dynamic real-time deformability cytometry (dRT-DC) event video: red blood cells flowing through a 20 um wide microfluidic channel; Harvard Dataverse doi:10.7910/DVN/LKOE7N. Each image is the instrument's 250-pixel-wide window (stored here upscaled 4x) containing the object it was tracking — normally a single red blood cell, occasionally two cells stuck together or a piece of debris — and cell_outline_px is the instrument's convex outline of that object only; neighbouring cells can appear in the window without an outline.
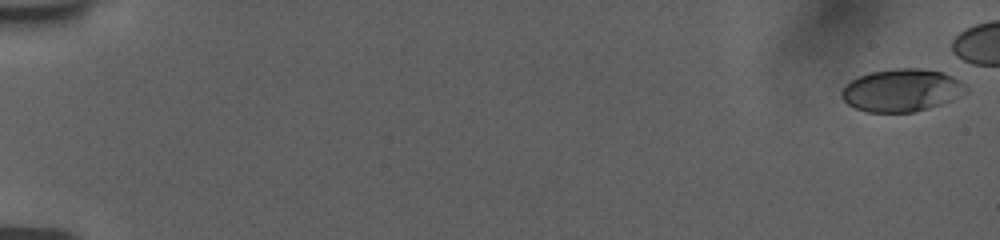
{"species": "human", "species_latin": "Homo sapiens", "temperature_condition": "room temperature", "stored_images_in_passage": 31, "camera_frame_rate_fps": 3000, "um_per_image_px": 0.085, "donor": {"sex": "female"}, "frame": {"image": 1, "passage_image": 1, "time_ms": 0.0, "image_size_px": [1000, 240], "cell_outline_px": [[968, 92], [952, 100], [928, 108], [912, 112], [868, 112], [856, 108], [848, 104], [840, 96], [840, 92], [844, 84], [860, 76], [872, 72], [900, 68], [924, 68], [944, 72], [960, 80], [968, 88]], "centroid_in_image_um": [76.66, 7.67], "position_along_channel_um": 8.3, "area_um2": 30.98}}
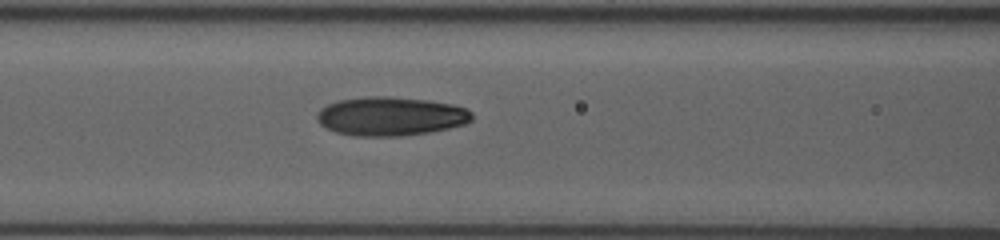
{"frame": {"image": 2, "passage_image": 24, "time_ms": 8.333, "image_size_px": [1000, 240], "cell_outline_px": [[472, 120], [464, 124], [448, 128], [428, 132], [404, 136], [352, 136], [336, 132], [320, 124], [316, 120], [316, 116], [320, 108], [328, 104], [340, 100], [368, 96], [388, 96], [428, 100], [452, 104], [468, 108], [472, 112]], "centroid_in_image_um": [33.2, 9.88], "position_along_channel_um": 133.4, "area_um2": 35.2}}
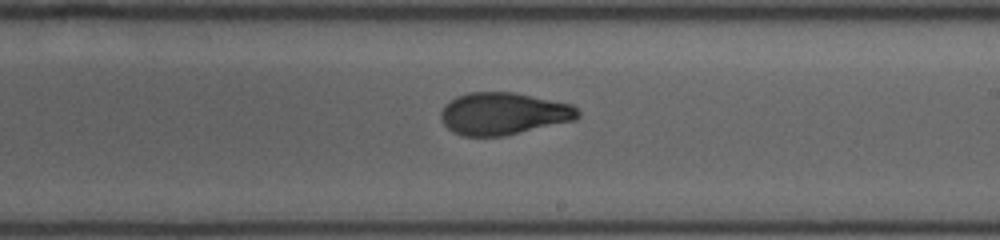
{"frame": {"image": 3, "passage_image": 30, "time_ms": 11.333, "image_size_px": [1000, 240], "cell_outline_px": [[580, 116], [576, 120], [504, 136], [460, 136], [452, 132], [440, 120], [440, 112], [456, 96], [468, 92], [512, 92], [572, 104], [580, 112]], "centroid_in_image_um": [42.79, 9.67], "position_along_channel_um": 246.2, "area_um2": 33.76}}